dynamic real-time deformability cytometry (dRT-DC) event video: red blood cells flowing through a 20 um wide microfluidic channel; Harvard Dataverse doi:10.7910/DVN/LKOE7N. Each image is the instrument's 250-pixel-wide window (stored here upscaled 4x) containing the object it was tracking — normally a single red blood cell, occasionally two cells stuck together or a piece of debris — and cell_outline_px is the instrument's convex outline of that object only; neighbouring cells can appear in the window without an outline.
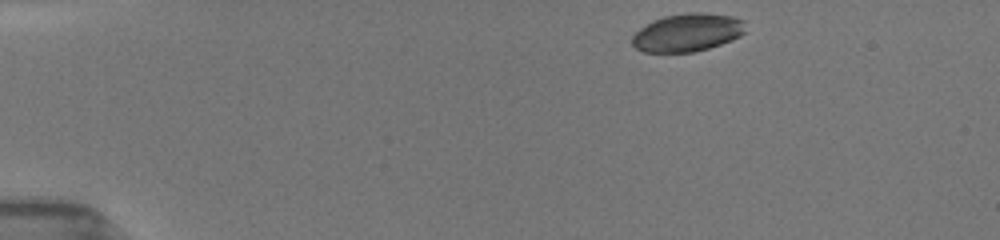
{"species": "common noctule bat (a hibernating species)", "species_latin": "Nyctalus noctula", "temperature_condition": "room temperature", "stored_images_in_passage": 43, "camera_frame_rate_fps": 3000, "um_per_image_px": 0.085, "animal": {"sex": "female", "body_mass_g": 19.5, "forearm_length_mm": 54.1}, "frame": {"image": 1, "passage_image": 1, "time_ms": 0.0, "image_size_px": [1000, 240], "cell_outline_px": [[744, 32], [740, 36], [732, 40], [696, 52], [644, 52], [636, 48], [632, 44], [632, 36], [640, 28], [652, 20], [664, 16], [688, 12], [704, 12], [732, 16], [744, 20]], "centroid_in_image_um": [58.43, 2.76], "position_along_channel_um": 26.6, "area_um2": 25.2}}
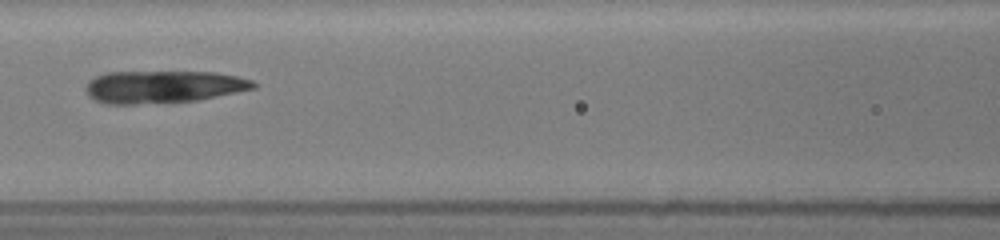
{"frame": {"image": 2, "passage_image": 17, "time_ms": 5.333, "image_size_px": [1000, 240], "cell_outline_px": [[256, 88], [196, 100], [136, 104], [104, 104], [88, 96], [84, 92], [84, 88], [88, 80], [96, 76], [108, 72], [216, 72], [236, 76], [252, 80], [256, 84]], "centroid_in_image_um": [13.81, 7.37], "position_along_channel_um": 152.8, "area_um2": 31.67}}
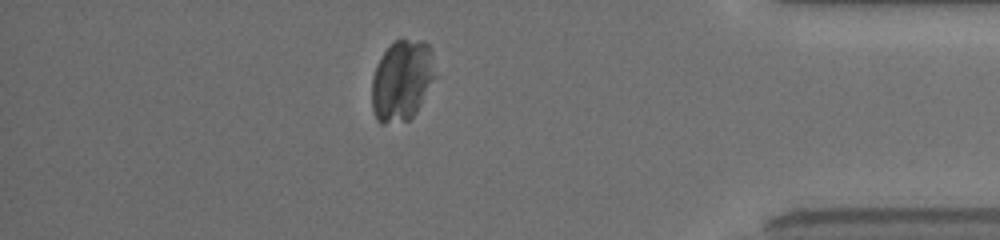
{"frame": {"image": 3, "passage_image": 38, "time_ms": 12.333, "image_size_px": [1000, 240], "cell_outline_px": [[440, 76], [416, 112], [408, 120], [384, 124], [380, 124], [376, 120], [372, 108], [372, 76], [376, 64], [380, 56], [400, 36], [424, 40], [432, 48]], "centroid_in_image_um": [34.24, 6.78], "position_along_channel_um": 401.0, "area_um2": 31.44}}